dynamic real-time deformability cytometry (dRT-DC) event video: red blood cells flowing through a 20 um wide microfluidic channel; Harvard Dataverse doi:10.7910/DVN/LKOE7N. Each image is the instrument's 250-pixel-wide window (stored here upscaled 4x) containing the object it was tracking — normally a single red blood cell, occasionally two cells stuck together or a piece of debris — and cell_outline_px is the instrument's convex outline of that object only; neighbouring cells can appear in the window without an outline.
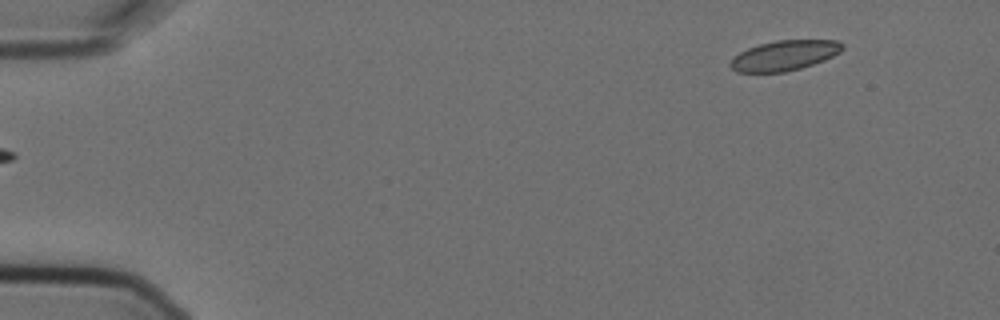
{"species": "Egyptian fruit bat (a non-hibernating species)", "species_latin": "Rousettus aegyptiacus", "temperature_condition": "cold", "stored_images_in_passage": 3, "segment_of_instrument_passage": [2, 2], "camera_frame_rate_fps": 3000, "um_per_image_px": 0.085, "animal": {"sex": "female"}, "frame": {"image": 1, "passage_image": 3, "time_ms": 0.667, "image_size_px": [1000, 320], "cell_outline_px": [[844, 48], [840, 52], [824, 60], [800, 68], [784, 72], [736, 72], [728, 64], [732, 56], [748, 48], [760, 44], [776, 40], [840, 40], [844, 44]], "centroid_in_image_um": [66.66, 4.71], "position_along_channel_um": 18.3, "area_um2": 19.71}}